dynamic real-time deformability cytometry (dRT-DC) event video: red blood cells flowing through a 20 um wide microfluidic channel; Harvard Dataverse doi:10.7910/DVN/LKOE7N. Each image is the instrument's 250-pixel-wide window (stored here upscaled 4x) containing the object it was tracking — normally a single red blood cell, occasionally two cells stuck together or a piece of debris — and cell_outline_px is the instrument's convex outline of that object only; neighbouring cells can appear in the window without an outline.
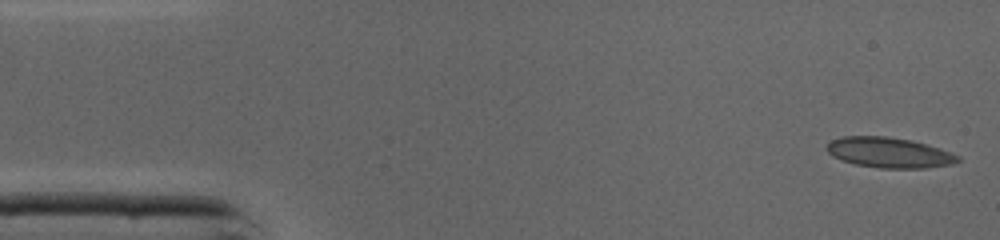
{"species": "common noctule bat (a hibernating species)", "species_latin": "Nyctalus noctula", "temperature_condition": "cold", "stored_images_in_passage": 10, "camera_frame_rate_fps": 3000, "um_per_image_px": 0.085, "animal": {"sex": "male", "body_mass_g": 19.0, "forearm_length_mm": 50.8}, "frame": {"image": 1, "passage_image": 1, "time_ms": 0.0, "image_size_px": [1000, 240], "cell_outline_px": [[960, 160], [952, 164], [924, 168], [880, 168], [856, 164], [840, 160], [832, 156], [824, 148], [828, 140], [840, 136], [888, 136], [912, 140], [940, 148], [952, 152], [960, 156]], "centroid_in_image_um": [75.53, 12.95], "position_along_channel_um": 9.5, "area_um2": 23.52}}